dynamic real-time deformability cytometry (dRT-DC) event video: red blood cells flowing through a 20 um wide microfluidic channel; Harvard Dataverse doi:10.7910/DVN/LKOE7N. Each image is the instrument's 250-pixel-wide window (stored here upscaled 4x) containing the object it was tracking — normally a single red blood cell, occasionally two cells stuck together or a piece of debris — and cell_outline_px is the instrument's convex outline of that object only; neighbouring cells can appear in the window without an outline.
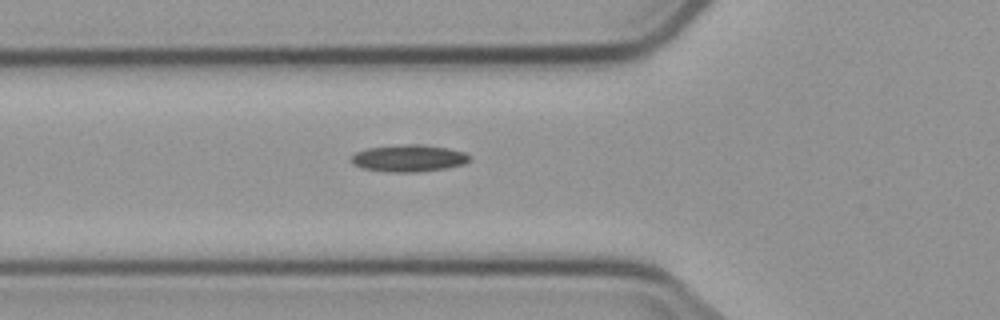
{"species": "common noctule bat (a hibernating species)", "species_latin": "Nyctalus noctula", "temperature_condition": "cold", "stored_images_in_passage": 6, "camera_frame_rate_fps": 3000, "um_per_image_px": 0.085, "animal": {"sex": "male", "body_mass_g": 23.1, "forearm_length_mm": 52.7}, "frame": {"image": 1, "passage_image": 6, "time_ms": 6.0, "image_size_px": [1000, 320], "cell_outline_px": [[472, 156], [464, 164], [444, 168], [416, 172], [388, 172], [360, 168], [352, 164], [352, 156], [356, 152], [368, 148], [404, 144], [420, 144], [448, 148], [464, 152]], "centroid_in_image_um": [34.73, 13.45], "position_along_channel_um": 91.1, "area_um2": 18.55}}